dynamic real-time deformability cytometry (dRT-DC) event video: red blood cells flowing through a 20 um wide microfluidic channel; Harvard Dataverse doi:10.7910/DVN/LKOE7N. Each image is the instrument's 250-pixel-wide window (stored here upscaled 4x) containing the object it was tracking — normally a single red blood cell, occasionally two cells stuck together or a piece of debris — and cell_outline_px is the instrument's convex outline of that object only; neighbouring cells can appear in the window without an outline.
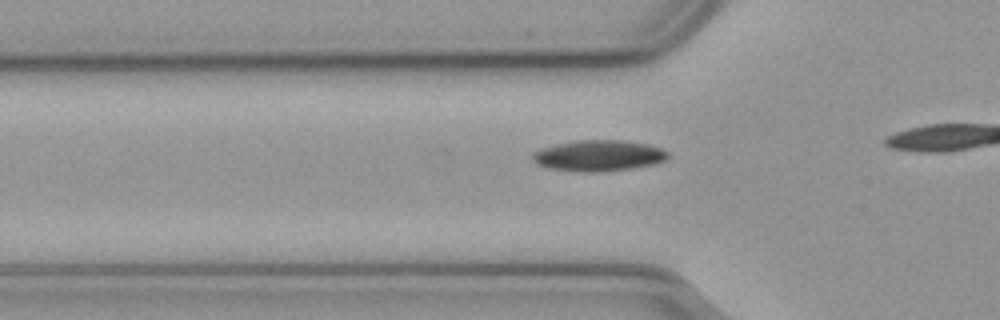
{"species": "common noctule bat (a hibernating species)", "species_latin": "Nyctalus noctula", "temperature_condition": "cold", "stored_images_in_passage": 8, "camera_frame_rate_fps": 3000, "um_per_image_px": 0.085, "animal": {"sex": "male", "body_mass_g": 23.1, "forearm_length_mm": 52.7}, "frame": {"image": 1, "passage_image": 3, "time_ms": 0.667, "image_size_px": [1000, 320], "cell_outline_px": [[668, 156], [664, 160], [652, 164], [632, 168], [596, 172], [584, 172], [548, 168], [536, 164], [532, 160], [532, 152], [540, 148], [556, 144], [576, 140], [624, 140], [648, 144], [660, 148], [668, 152]], "centroid_in_image_um": [50.83, 13.22], "position_along_channel_um": 75.0, "area_um2": 24.45}}
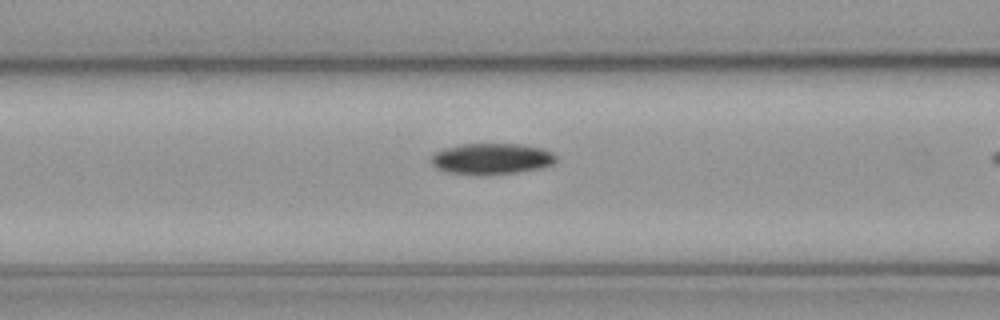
{"frame": {"image": 2, "passage_image": 7, "time_ms": 2.0, "image_size_px": [1000, 320], "cell_outline_px": [[556, 160], [552, 164], [540, 168], [516, 172], [448, 172], [436, 168], [432, 164], [432, 156], [436, 152], [444, 148], [460, 144], [524, 144], [544, 148], [552, 152], [556, 156]], "centroid_in_image_um": [41.83, 13.44], "position_along_channel_um": 124.8, "area_um2": 21.79}}